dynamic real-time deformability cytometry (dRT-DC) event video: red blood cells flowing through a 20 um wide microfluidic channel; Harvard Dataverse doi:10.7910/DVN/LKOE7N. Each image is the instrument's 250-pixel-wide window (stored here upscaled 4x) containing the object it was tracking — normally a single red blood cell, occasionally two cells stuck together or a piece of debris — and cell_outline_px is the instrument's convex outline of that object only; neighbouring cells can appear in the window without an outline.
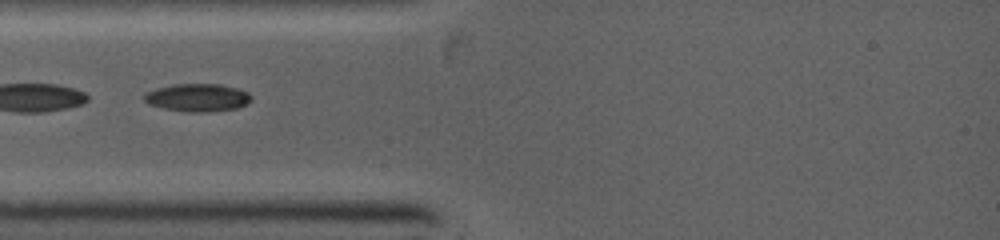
{"species": "common noctule bat (a hibernating species)", "species_latin": "Nyctalus noctula", "temperature_condition": "warm", "stored_images_in_passage": 3, "camera_frame_rate_fps": 5000, "um_per_image_px": 0.085, "animal": {"sex": "female", "body_mass_g": 19.0, "forearm_length_mm": 53.3}, "frame": {"image": 1, "passage_image": 2, "time_ms": 1.0, "image_size_px": [1000, 240], "cell_outline_px": [[252, 100], [236, 108], [200, 112], [188, 112], [164, 108], [148, 104], [144, 100], [144, 96], [148, 92], [156, 88], [172, 84], [220, 84], [236, 88], [248, 92], [252, 96]], "centroid_in_image_um": [16.78, 8.28], "position_along_channel_um": 68.2, "area_um2": 17.17}}
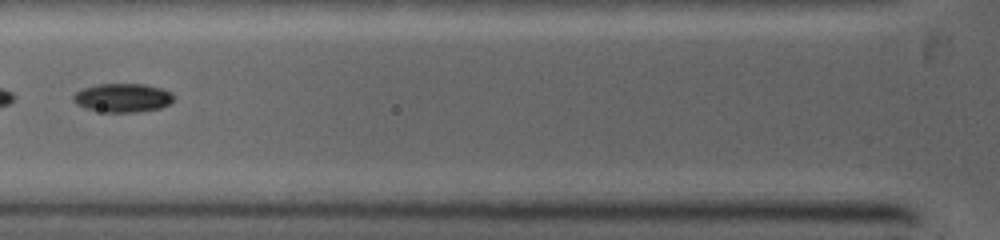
{"frame": {"image": 2, "passage_image": 3, "time_ms": 2.0, "image_size_px": [1000, 240], "cell_outline_px": [[172, 100], [168, 104], [160, 108], [136, 112], [104, 112], [84, 108], [76, 104], [72, 100], [72, 96], [76, 92], [84, 88], [96, 84], [144, 84], [160, 88], [172, 92]], "centroid_in_image_um": [10.38, 8.31], "position_along_channel_um": 115.4, "area_um2": 16.76}}